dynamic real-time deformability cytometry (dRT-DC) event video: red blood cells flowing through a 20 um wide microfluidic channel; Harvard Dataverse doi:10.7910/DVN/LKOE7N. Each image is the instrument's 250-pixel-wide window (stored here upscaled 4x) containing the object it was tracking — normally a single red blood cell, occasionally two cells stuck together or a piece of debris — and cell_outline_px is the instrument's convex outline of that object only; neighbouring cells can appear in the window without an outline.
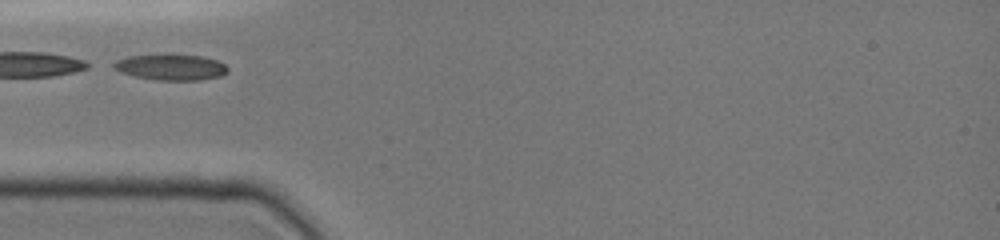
{"species": "common noctule bat (a hibernating species)", "species_latin": "Nyctalus noctula", "temperature_condition": "cold", "stored_images_in_passage": 4, "camera_frame_rate_fps": 3000, "um_per_image_px": 0.085, "animal": {"sex": "female", "body_mass_g": 19.0, "forearm_length_mm": 51.5}, "frame": {"image": 1, "passage_image": 3, "time_ms": 1.667, "image_size_px": [1000, 240], "cell_outline_px": [[228, 72], [220, 76], [200, 80], [156, 80], [136, 76], [120, 72], [112, 68], [108, 64], [116, 60], [128, 56], [164, 52], [168, 52], [200, 56], [216, 60], [224, 64], [228, 68]], "centroid_in_image_um": [14.45, 5.67], "position_along_channel_um": 70.5, "area_um2": 17.92}}